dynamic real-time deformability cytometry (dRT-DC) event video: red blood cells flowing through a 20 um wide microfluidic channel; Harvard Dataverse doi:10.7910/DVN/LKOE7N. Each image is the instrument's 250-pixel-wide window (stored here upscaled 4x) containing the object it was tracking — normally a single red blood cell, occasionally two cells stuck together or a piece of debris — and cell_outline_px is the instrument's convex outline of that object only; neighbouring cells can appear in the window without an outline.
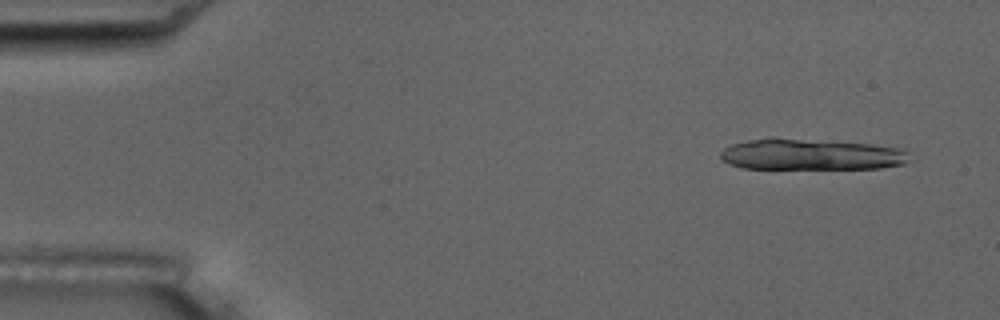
{"species": "common noctule bat (a hibernating species)", "species_latin": "Nyctalus noctula", "temperature_condition": "room temperature", "stored_images_in_passage": 7, "camera_frame_rate_fps": 3000, "um_per_image_px": 0.085, "animal": {"sex": "male", "body_mass_g": 17.5, "forearm_length_mm": 52.3}, "frame": {"image": 1, "passage_image": 2, "time_ms": 1.0, "image_size_px": [1000, 320], "cell_outline_px": [[916, 160], [904, 164], [880, 168], [740, 168], [728, 164], [720, 156], [720, 152], [724, 148], [732, 144], [748, 140], [772, 136], [776, 136], [868, 144], [896, 148], [908, 152]], "centroid_in_image_um": [68.93, 13.11], "position_along_channel_um": 16.1, "area_um2": 34.74}}